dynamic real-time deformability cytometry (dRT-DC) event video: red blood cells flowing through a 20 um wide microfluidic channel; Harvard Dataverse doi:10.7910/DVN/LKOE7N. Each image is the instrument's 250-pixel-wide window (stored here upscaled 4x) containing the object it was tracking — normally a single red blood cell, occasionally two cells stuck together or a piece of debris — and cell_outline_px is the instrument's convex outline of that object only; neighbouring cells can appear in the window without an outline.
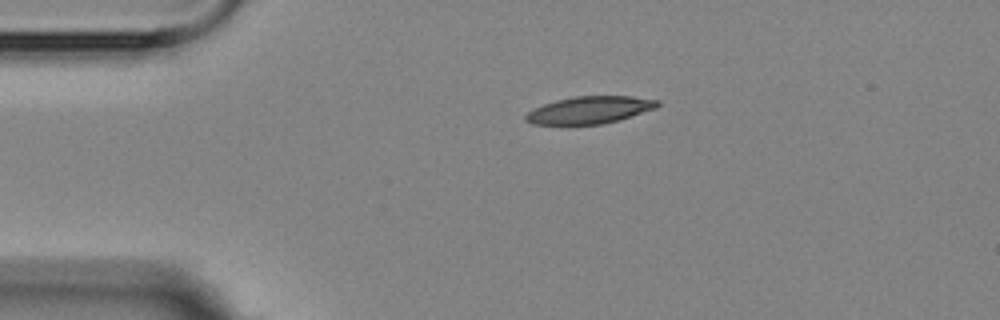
{"species": "Egyptian fruit bat (a non-hibernating species)", "species_latin": "Rousettus aegyptiacus", "temperature_condition": "room temperature", "stored_images_in_passage": 5, "camera_frame_rate_fps": 3000, "um_per_image_px": 0.085, "animal": {"sex": "female"}, "frame": {"image": 1, "passage_image": 1, "time_ms": 0.0, "image_size_px": [1000, 320], "cell_outline_px": [[660, 104], [656, 108], [620, 120], [604, 124], [532, 124], [524, 120], [524, 116], [532, 108], [556, 100], [572, 96], [632, 96], [660, 100]], "centroid_in_image_um": [50.12, 9.34], "position_along_channel_um": 34.9, "area_um2": 21.1}}
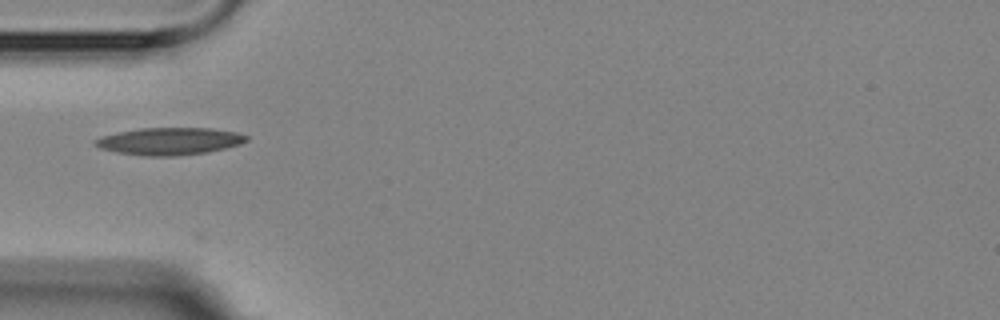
{"frame": {"image": 2, "passage_image": 3, "time_ms": 2.0, "image_size_px": [1000, 320], "cell_outline_px": [[248, 140], [240, 144], [208, 152], [176, 156], [144, 156], [116, 152], [100, 148], [92, 144], [92, 140], [104, 136], [120, 132], [140, 128], [212, 128], [236, 132], [248, 136]], "centroid_in_image_um": [14.4, 12.01], "position_along_channel_um": 70.6, "area_um2": 24.04}}
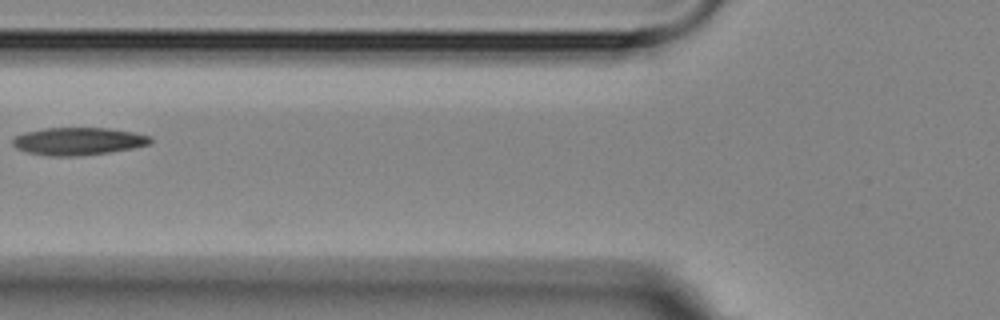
{"frame": {"image": 3, "passage_image": 4, "time_ms": 3.333, "image_size_px": [1000, 320], "cell_outline_px": [[152, 140], [148, 144], [132, 148], [108, 152], [76, 156], [48, 156], [28, 152], [16, 148], [12, 144], [12, 136], [24, 132], [44, 128], [108, 128], [132, 132], [152, 136]], "centroid_in_image_um": [6.6, 12.0], "position_along_channel_um": 119.2, "area_um2": 22.14}}